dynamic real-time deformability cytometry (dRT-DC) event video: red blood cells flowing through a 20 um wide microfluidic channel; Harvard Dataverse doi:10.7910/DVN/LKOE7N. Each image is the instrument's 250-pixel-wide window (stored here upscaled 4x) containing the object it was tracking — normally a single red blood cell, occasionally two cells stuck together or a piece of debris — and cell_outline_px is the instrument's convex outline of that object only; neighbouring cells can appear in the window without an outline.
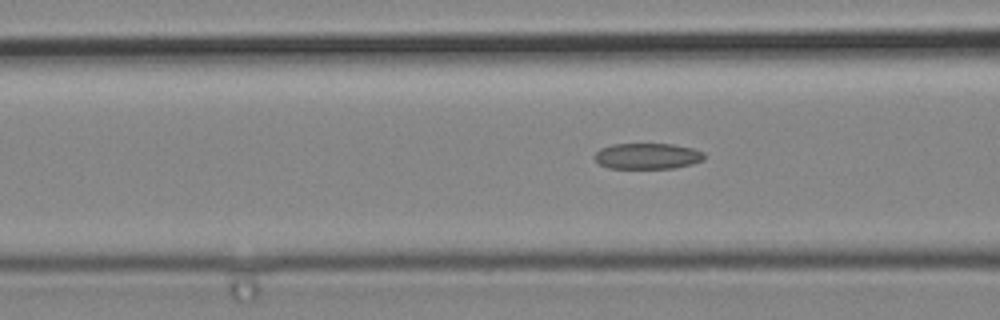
{"species": "common noctule bat (a hibernating species)", "species_latin": "Nyctalus noctula", "temperature_condition": "cold", "stored_images_in_passage": 5, "camera_frame_rate_fps": 3000, "um_per_image_px": 0.085, "animal": {"sex": "male", "body_mass_g": 19.2, "forearm_length_mm": 51.8}, "frame": {"image": 1, "passage_image": 5, "time_ms": 1.333, "image_size_px": [1000, 320], "cell_outline_px": [[704, 160], [692, 164], [676, 168], [608, 168], [600, 164], [596, 160], [596, 152], [600, 148], [612, 144], [672, 144], [692, 148], [704, 152]], "centroid_in_image_um": [55.06, 13.27], "position_along_channel_um": 111.5, "area_um2": 16.53}}